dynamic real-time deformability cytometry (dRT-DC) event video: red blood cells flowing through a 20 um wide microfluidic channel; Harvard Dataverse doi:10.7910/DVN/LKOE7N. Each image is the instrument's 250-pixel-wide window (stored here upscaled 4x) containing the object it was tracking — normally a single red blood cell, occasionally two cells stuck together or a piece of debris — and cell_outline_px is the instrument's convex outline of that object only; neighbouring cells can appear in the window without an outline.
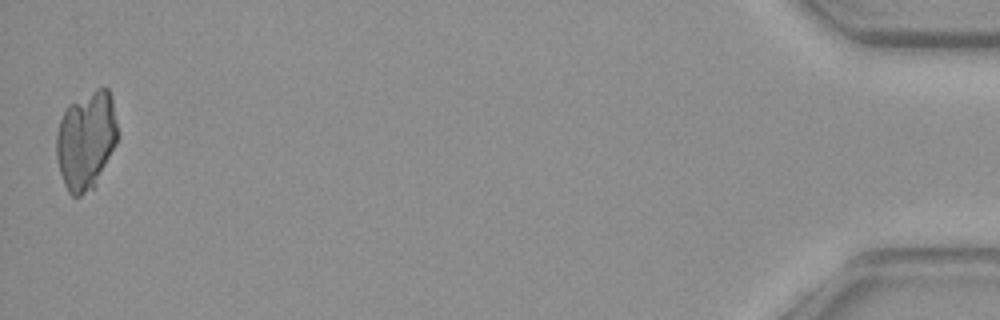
{"species": "common noctule bat (a hibernating species)", "species_latin": "Nyctalus noctula", "temperature_condition": "warm", "stored_images_in_passage": 40, "camera_frame_rate_fps": 3000, "um_per_image_px": 0.085, "animal": {"sex": "female", "body_mass_g": 29.2, "forearm_length_mm": 56.3}, "frame": {"image": 1, "passage_image": 40, "time_ms": 13.0, "image_size_px": [1000, 320], "cell_outline_px": [[116, 144], [96, 184], [92, 188], [80, 196], [72, 196], [68, 192], [64, 184], [60, 172], [56, 156], [56, 136], [60, 120], [68, 104], [96, 88], [108, 88], [112, 96], [116, 124]], "centroid_in_image_um": [7.3, 11.92], "position_along_channel_um": 427.9, "area_um2": 34.91}}